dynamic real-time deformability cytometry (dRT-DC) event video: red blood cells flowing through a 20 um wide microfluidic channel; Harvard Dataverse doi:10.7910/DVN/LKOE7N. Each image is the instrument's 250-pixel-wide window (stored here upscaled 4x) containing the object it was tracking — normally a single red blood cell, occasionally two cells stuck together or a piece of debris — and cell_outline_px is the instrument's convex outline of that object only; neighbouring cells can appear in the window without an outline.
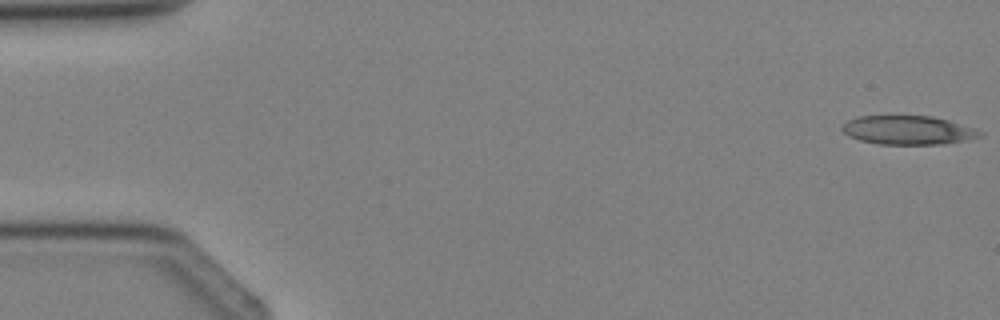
{"species": "Egyptian fruit bat (a non-hibernating species)", "species_latin": "Rousettus aegyptiacus", "temperature_condition": "cold", "stored_images_in_passage": 4, "camera_frame_rate_fps": 3000, "um_per_image_px": 0.085, "animal": {"sex": "female"}, "frame": {"image": 1, "passage_image": 1, "time_ms": 0.0, "image_size_px": [1000, 320], "cell_outline_px": [[984, 136], [944, 144], [880, 144], [860, 140], [848, 136], [840, 128], [848, 120], [856, 116], [932, 116], [948, 120], [976, 128], [984, 132]], "centroid_in_image_um": [77.21, 11.06], "position_along_channel_um": 7.8, "area_um2": 23.24}}